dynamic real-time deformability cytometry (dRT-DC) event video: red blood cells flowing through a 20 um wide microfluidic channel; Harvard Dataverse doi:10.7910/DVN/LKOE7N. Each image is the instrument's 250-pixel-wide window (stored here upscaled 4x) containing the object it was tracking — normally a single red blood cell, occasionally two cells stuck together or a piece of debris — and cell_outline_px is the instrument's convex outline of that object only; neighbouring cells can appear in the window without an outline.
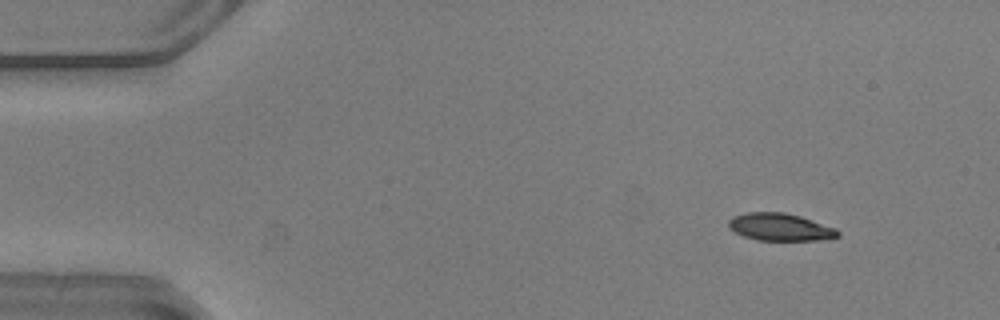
{"species": "common noctule bat (a hibernating species)", "species_latin": "Nyctalus noctula", "temperature_condition": "warm", "stored_images_in_passage": 48, "camera_frame_rate_fps": 3000, "um_per_image_px": 0.085, "animal": {"sex": "male", "body_mass_g": 20.5, "forearm_length_mm": 52.5}, "frame": {"image": 1, "passage_image": 1, "time_ms": 0.0, "image_size_px": [1000, 320], "cell_outline_px": [[840, 236], [820, 240], [756, 240], [744, 236], [728, 228], [728, 220], [732, 216], [748, 212], [784, 212], [800, 216], [836, 228], [840, 232]], "centroid_in_image_um": [66.3, 19.29], "position_along_channel_um": 18.7, "area_um2": 17.51}}
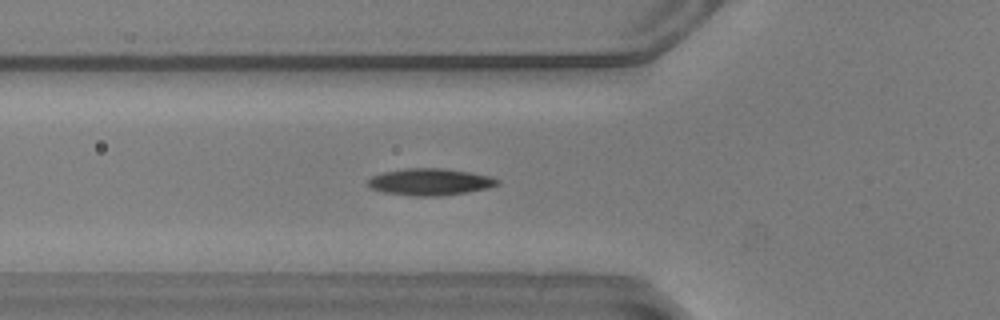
{"frame": {"image": 2, "passage_image": 14, "time_ms": 4.333, "image_size_px": [1000, 320], "cell_outline_px": [[500, 184], [488, 188], [464, 192], [436, 196], [412, 196], [384, 192], [372, 188], [368, 184], [368, 180], [372, 176], [384, 172], [404, 168], [444, 168], [472, 172], [492, 176], [500, 180]], "centroid_in_image_um": [36.59, 15.45], "position_along_channel_um": 89.2, "area_um2": 20.23}}
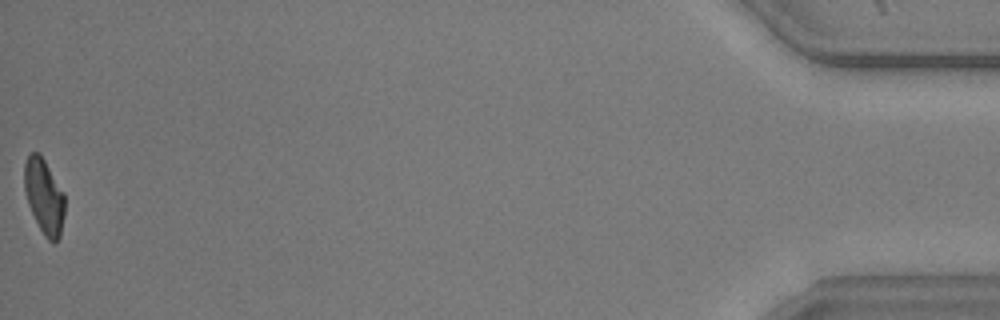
{"frame": {"image": 3, "passage_image": 48, "time_ms": 15.667, "image_size_px": [1000, 320], "cell_outline_px": [[64, 216], [60, 236], [52, 244], [44, 236], [28, 204], [24, 192], [24, 164], [28, 156], [32, 152], [40, 152], [64, 192]], "centroid_in_image_um": [3.75, 16.67], "position_along_channel_um": 431.5, "area_um2": 17.74}, "authors_computed_cell_mechanics": {"area_um2": 18.8139, "velocity_mm_per_s": 3.8742, "shape_relaxation_time_tau1_ms": 3.7705, "shape_relaxation_time_tau2_ms": 4.2653, "deformation_change_tau1": 0.1479, "deformation_change_tau2": 0.116}}